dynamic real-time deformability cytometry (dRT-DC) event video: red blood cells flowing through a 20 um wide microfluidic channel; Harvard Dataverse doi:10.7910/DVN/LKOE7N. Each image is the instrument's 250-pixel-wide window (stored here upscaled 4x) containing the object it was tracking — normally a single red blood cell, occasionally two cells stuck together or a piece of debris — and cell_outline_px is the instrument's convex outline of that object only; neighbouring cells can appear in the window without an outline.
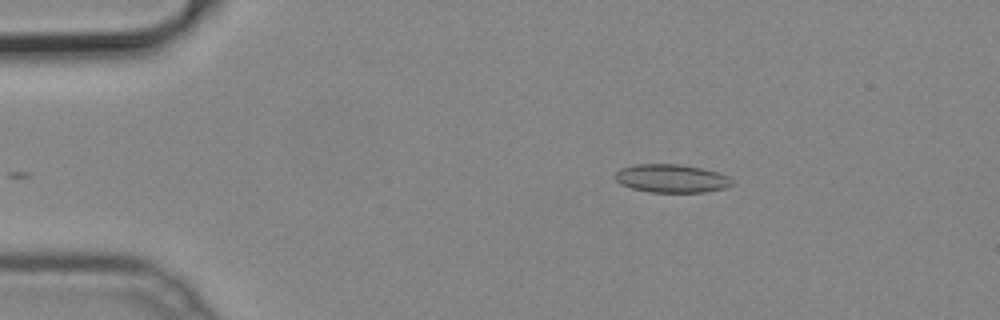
{"species": "common noctule bat (a hibernating species)", "species_latin": "Nyctalus noctula", "temperature_condition": "cold", "stored_images_in_passage": 40, "camera_frame_rate_fps": 3000, "um_per_image_px": 0.085, "animal": {"sex": "male", "body_mass_g": 19.2, "forearm_length_mm": 51.8}, "frame": {"image": 1, "passage_image": 1, "time_ms": 0.0, "image_size_px": [1000, 320], "cell_outline_px": [[732, 184], [728, 188], [704, 192], [648, 192], [632, 188], [620, 184], [616, 180], [616, 172], [620, 168], [636, 164], [680, 164], [700, 168], [716, 172], [728, 176], [732, 180]], "centroid_in_image_um": [57.07, 15.17], "position_along_channel_um": 27.9, "area_um2": 19.25}}
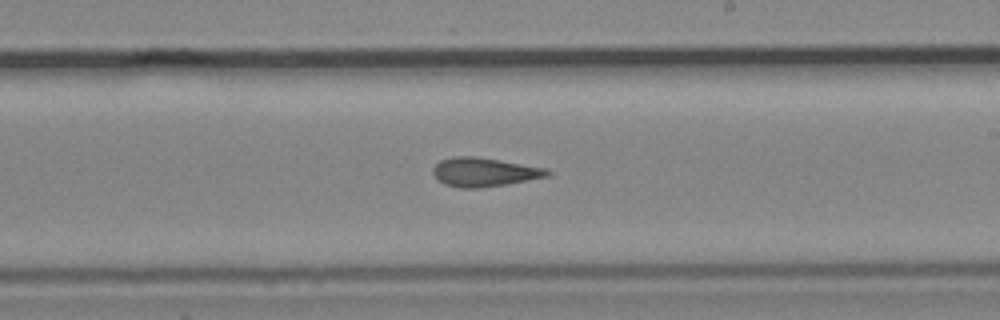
{"frame": {"image": 2, "passage_image": 22, "time_ms": 7.0, "image_size_px": [1000, 320], "cell_outline_px": [[552, 176], [480, 188], [460, 188], [444, 184], [432, 172], [432, 168], [440, 160], [452, 156], [476, 156], [548, 168], [552, 172]], "centroid_in_image_um": [41.19, 14.62], "position_along_channel_um": 247.8, "area_um2": 19.36}}
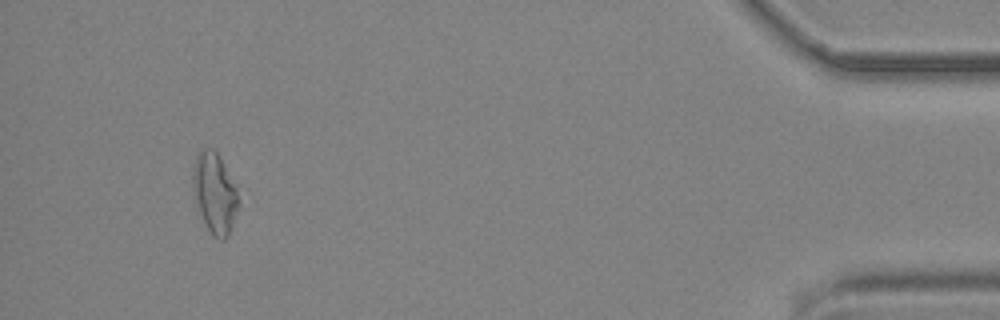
{"frame": {"image": 3, "passage_image": 40, "time_ms": 13.0, "image_size_px": [1000, 320], "cell_outline_px": [[240, 204], [228, 236], [224, 240], [220, 240], [212, 236], [196, 208], [192, 192], [192, 168], [196, 156], [204, 148], [212, 148], [220, 156], [236, 188]], "centroid_in_image_um": [18.22, 16.43], "position_along_channel_um": 417.0, "area_um2": 21.73}}